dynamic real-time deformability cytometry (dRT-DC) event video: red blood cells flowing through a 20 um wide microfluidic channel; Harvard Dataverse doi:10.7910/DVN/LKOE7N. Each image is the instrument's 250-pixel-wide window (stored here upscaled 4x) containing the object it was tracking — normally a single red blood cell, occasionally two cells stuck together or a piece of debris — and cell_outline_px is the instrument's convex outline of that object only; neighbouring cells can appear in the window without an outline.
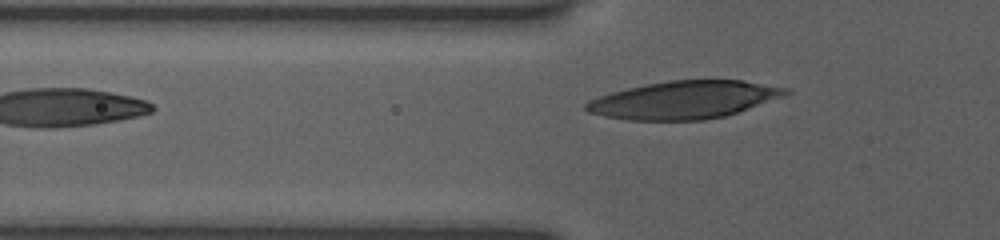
{"species": "human", "species_latin": "Homo sapiens", "temperature_condition": "room temperature", "stored_images_in_passage": 6, "camera_frame_rate_fps": 3000, "um_per_image_px": 0.085, "donor": {"sex": "female"}, "frame": {"image": 1, "passage_image": 6, "time_ms": 3.333, "image_size_px": [1000, 240], "cell_outline_px": [[792, 92], [748, 108], [724, 116], [704, 120], [628, 120], [604, 116], [588, 112], [584, 108], [584, 104], [588, 100], [612, 92], [628, 88], [668, 80], [744, 80], [792, 88]], "centroid_in_image_um": [58.14, 8.48], "position_along_channel_um": 67.7, "area_um2": 43.64}}